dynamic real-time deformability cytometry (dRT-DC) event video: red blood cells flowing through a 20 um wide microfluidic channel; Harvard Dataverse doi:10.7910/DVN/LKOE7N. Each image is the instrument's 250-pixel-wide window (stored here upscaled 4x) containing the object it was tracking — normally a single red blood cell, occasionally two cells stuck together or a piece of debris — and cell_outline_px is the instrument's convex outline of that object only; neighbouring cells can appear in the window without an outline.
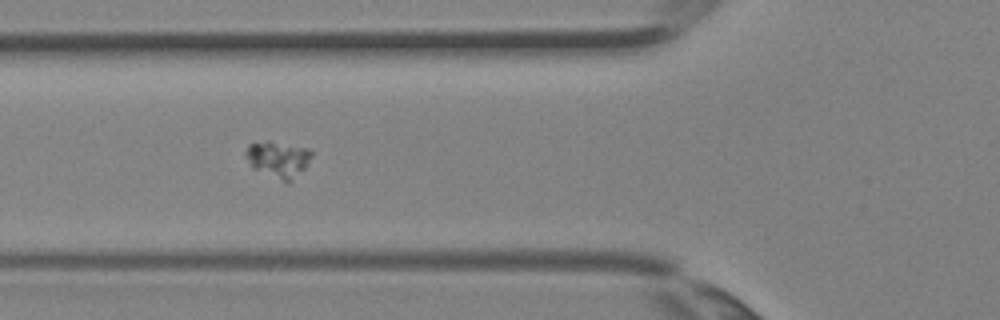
{"species": "Egyptian fruit bat (a non-hibernating species)", "species_latin": "Rousettus aegyptiacus", "temperature_condition": "room temperature", "stored_images_in_passage": 6, "camera_frame_rate_fps": 3000, "um_per_image_px": 0.085, "animal": {"sex": "female"}, "frame": {"image": 1, "passage_image": 5, "time_ms": 1.333, "image_size_px": [1000, 320], "cell_outline_px": [[312, 156], [304, 168], [288, 184], [252, 168], [244, 156], [244, 152], [248, 144], [268, 140], [312, 148]], "centroid_in_image_um": [23.63, 13.52], "position_along_channel_um": 102.2, "area_um2": 14.28}}
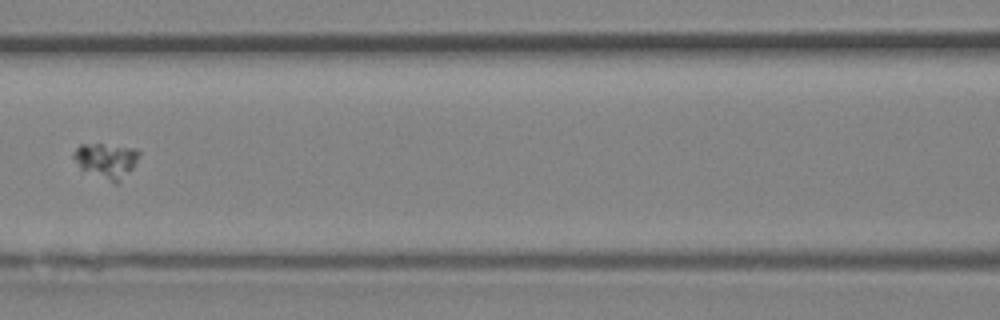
{"frame": {"image": 2, "passage_image": 6, "time_ms": 1.667, "image_size_px": [1000, 320], "cell_outline_px": [[140, 156], [132, 168], [116, 184], [80, 168], [72, 156], [76, 148], [80, 144], [100, 144], [136, 148], [140, 152]], "centroid_in_image_um": [9.04, 13.62], "position_along_channel_um": 157.6, "area_um2": 13.12}}